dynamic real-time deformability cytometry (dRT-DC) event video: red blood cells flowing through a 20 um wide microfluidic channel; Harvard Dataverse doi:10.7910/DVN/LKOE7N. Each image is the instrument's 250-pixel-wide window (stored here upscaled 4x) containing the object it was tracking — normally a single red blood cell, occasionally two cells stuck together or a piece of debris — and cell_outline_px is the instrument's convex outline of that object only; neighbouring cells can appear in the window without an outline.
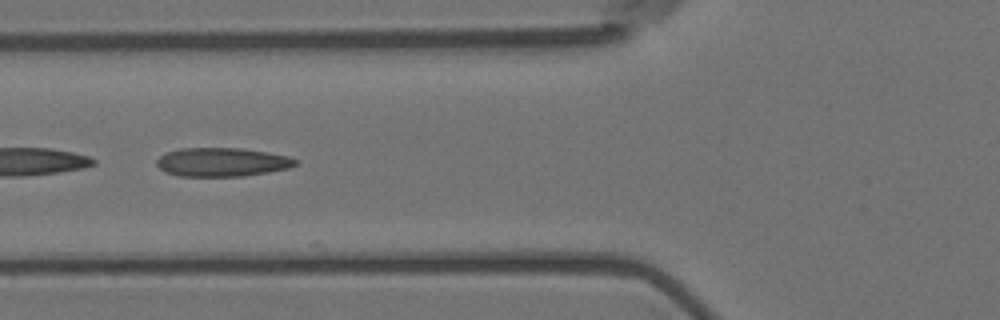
{"species": "Egyptian fruit bat (a non-hibernating species)", "species_latin": "Rousettus aegyptiacus", "temperature_condition": "room temperature", "stored_images_in_passage": 37, "camera_frame_rate_fps": 3000, "um_per_image_px": 0.085, "animal": {"sex": "female"}, "frame": {"image": 1, "passage_image": 21, "time_ms": 6.667, "image_size_px": [1000, 320], "cell_outline_px": [[296, 164], [288, 168], [268, 172], [244, 176], [180, 176], [164, 172], [156, 164], [156, 160], [160, 156], [168, 152], [180, 148], [240, 148], [268, 152], [288, 156], [296, 160]], "centroid_in_image_um": [18.85, 13.78], "position_along_channel_um": 107.0, "area_um2": 23.18}}
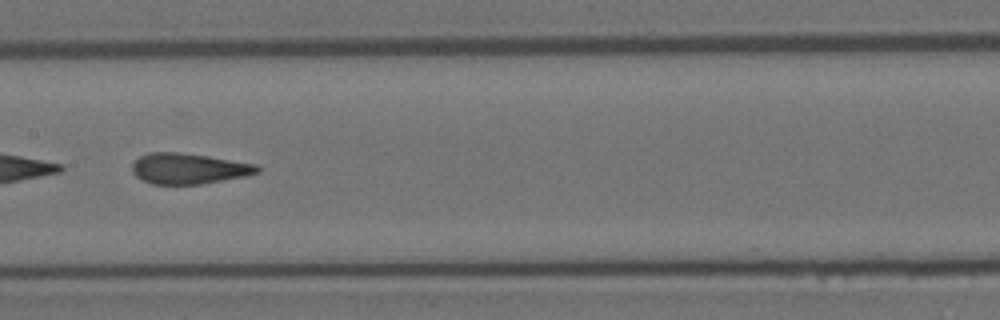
{"frame": {"image": 2, "passage_image": 28, "time_ms": 9.0, "image_size_px": [1000, 320], "cell_outline_px": [[260, 172], [244, 176], [200, 184], [152, 184], [136, 176], [132, 172], [132, 164], [140, 156], [152, 152], [176, 152], [208, 156], [256, 164], [260, 168]], "centroid_in_image_um": [16.03, 14.33], "position_along_channel_um": 191.4, "area_um2": 22.14}}
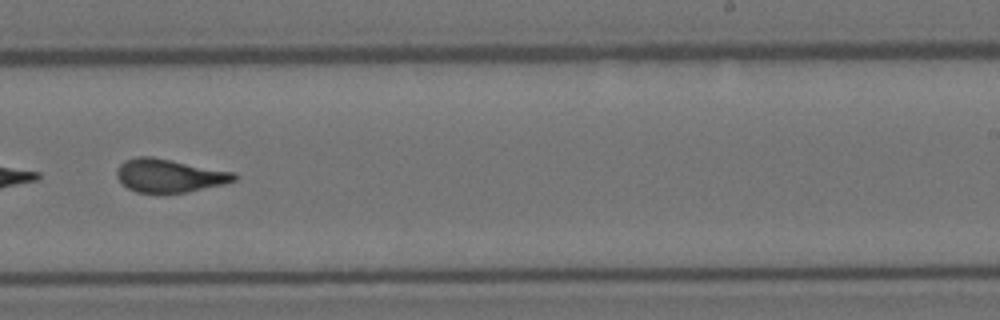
{"frame": {"image": 3, "passage_image": 35, "time_ms": 11.333, "image_size_px": [1000, 320], "cell_outline_px": [[236, 180], [224, 184], [184, 192], [136, 192], [128, 188], [116, 176], [116, 172], [120, 164], [124, 160], [136, 156], [152, 156], [236, 172]], "centroid_in_image_um": [14.39, 14.9], "position_along_channel_um": 274.6, "area_um2": 22.66}}